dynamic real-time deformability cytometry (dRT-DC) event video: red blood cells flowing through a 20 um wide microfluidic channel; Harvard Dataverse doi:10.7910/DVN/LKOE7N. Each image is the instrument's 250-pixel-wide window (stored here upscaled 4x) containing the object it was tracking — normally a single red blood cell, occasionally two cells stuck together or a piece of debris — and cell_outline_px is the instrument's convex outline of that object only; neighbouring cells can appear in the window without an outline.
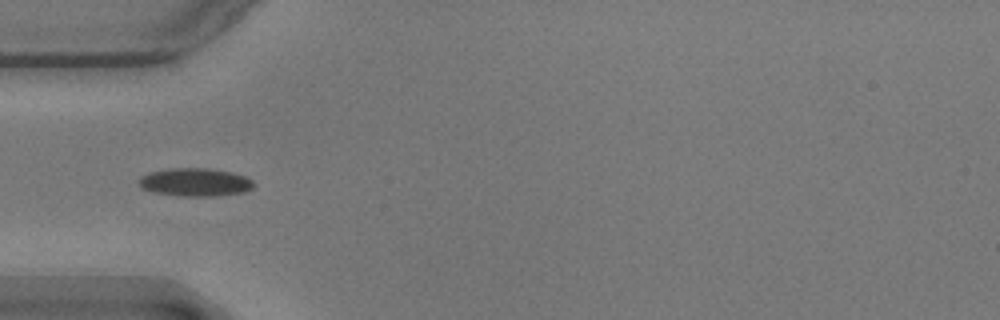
{"species": "common noctule bat (a hibernating species)", "species_latin": "Nyctalus noctula", "temperature_condition": "warm", "stored_images_in_passage": 28, "camera_frame_rate_fps": 3000, "um_per_image_px": 0.085, "animal": {"sex": "male", "body_mass_g": 17.9}, "frame": {"image": 1, "passage_image": 1, "time_ms": 0.0, "image_size_px": [1000, 320], "cell_outline_px": [[256, 184], [252, 188], [244, 192], [212, 196], [184, 196], [156, 192], [144, 188], [140, 184], [140, 176], [152, 172], [172, 168], [208, 168], [232, 172], [244, 176], [252, 180]], "centroid_in_image_um": [16.65, 15.48], "position_along_channel_um": 68.3, "area_um2": 18.5}}
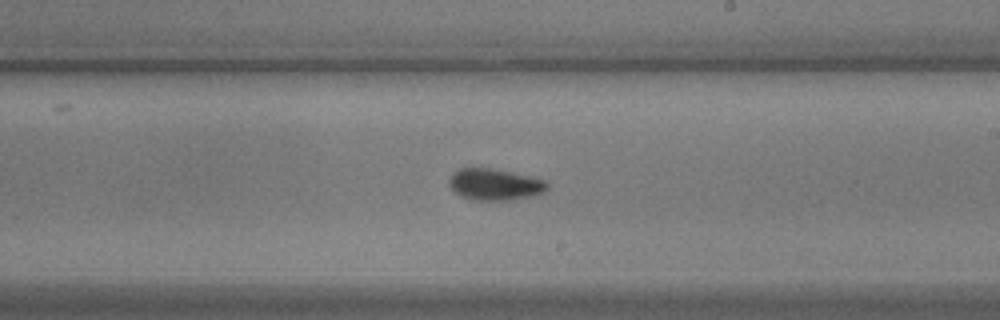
{"frame": {"image": 2, "passage_image": 16, "time_ms": 5.0, "image_size_px": [1000, 320], "cell_outline_px": [[548, 188], [544, 192], [528, 196], [508, 200], [472, 200], [460, 196], [448, 184], [448, 180], [452, 172], [460, 168], [492, 168], [544, 180], [548, 184]], "centroid_in_image_um": [41.99, 15.67], "position_along_channel_um": 247.0, "area_um2": 17.8}}
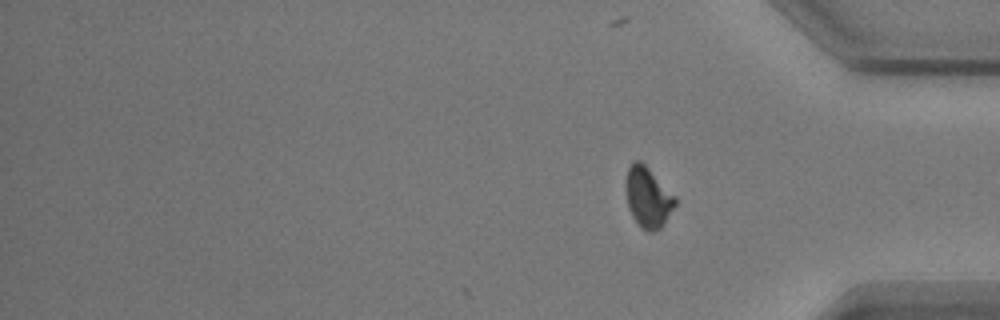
{"frame": {"image": 3, "passage_image": 28, "time_ms": 9.0, "image_size_px": [1000, 320], "cell_outline_px": [[676, 204], [664, 224], [656, 232], [648, 232], [640, 228], [632, 216], [628, 208], [628, 168], [632, 160], [640, 160], [676, 196]], "centroid_in_image_um": [55.11, 16.82], "position_along_channel_um": 380.1, "area_um2": 17.11}, "authors_computed_cell_mechanics": {"area_um2": 17.6001, "velocity_mm_per_s": 3.5638, "shape_relaxation_time_tau1_ms": 7.6885, "shape_relaxation_time_tau2_ms": 1.5354, "deformation_change_tau1": 0.1472, "deformation_change_tau2": 0.0514}}